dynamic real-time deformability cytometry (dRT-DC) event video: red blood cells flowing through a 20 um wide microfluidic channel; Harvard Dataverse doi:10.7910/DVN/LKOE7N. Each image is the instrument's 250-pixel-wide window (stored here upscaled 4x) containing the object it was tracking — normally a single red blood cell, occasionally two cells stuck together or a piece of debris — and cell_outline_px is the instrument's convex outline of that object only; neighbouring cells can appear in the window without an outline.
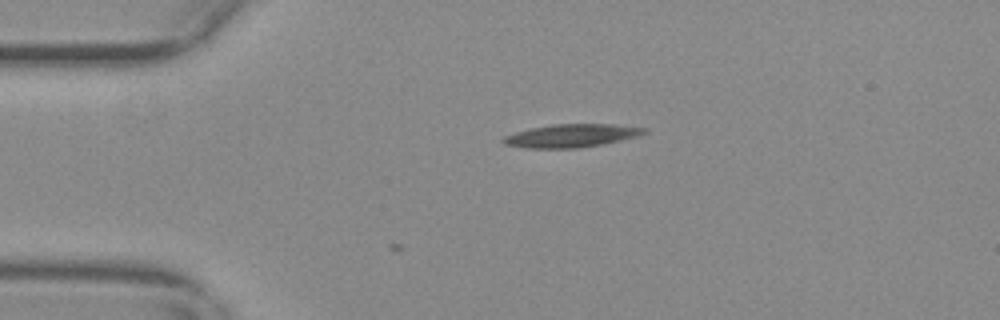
{"species": "common noctule bat (a hibernating species)", "species_latin": "Nyctalus noctula", "temperature_condition": "warm", "stored_images_in_passage": 2, "camera_frame_rate_fps": 3000, "um_per_image_px": 0.085, "animal": {"sex": "female", "body_mass_g": 29.2, "forearm_length_mm": 56.3}, "frame": {"image": 1, "passage_image": 2, "time_ms": 0.333, "image_size_px": [1000, 320], "cell_outline_px": [[648, 132], [636, 136], [620, 140], [600, 144], [576, 148], [528, 148], [504, 144], [500, 140], [504, 136], [516, 132], [532, 128], [552, 124], [616, 124], [648, 128]], "centroid_in_image_um": [48.57, 11.52], "position_along_channel_um": 36.4, "area_um2": 18.84}}